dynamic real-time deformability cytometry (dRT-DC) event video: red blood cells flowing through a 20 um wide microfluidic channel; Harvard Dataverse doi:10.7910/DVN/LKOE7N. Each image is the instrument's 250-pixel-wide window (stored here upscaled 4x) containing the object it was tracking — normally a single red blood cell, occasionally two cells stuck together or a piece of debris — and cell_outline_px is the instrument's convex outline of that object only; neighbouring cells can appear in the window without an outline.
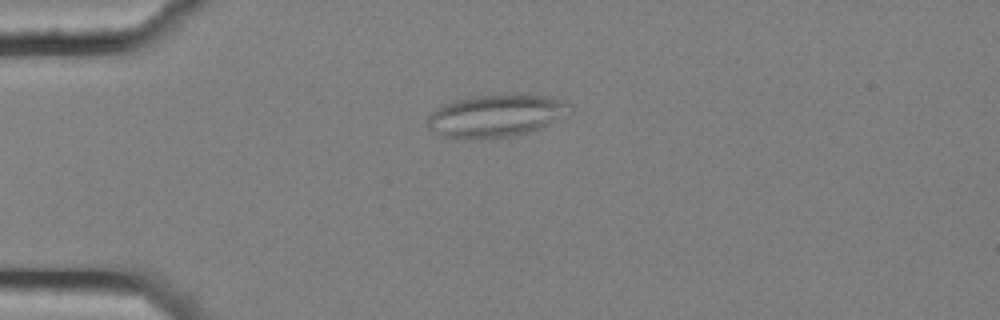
{"species": "common noctule bat (a hibernating species)", "species_latin": "Nyctalus noctula", "temperature_condition": "cold", "stored_images_in_passage": 5, "camera_frame_rate_fps": 3000, "um_per_image_px": 0.085, "animal": {"sex": "female", "body_mass_g": 25.1}, "frame": {"image": 1, "passage_image": 3, "time_ms": 0.667, "image_size_px": [1000, 320], "cell_outline_px": [[572, 104], [544, 128], [508, 136], [444, 136], [432, 128], [428, 124], [428, 116], [432, 112], [456, 100], [472, 96], [552, 96], [564, 100]], "centroid_in_image_um": [42.18, 9.81], "position_along_channel_um": 42.8, "area_um2": 32.89}}